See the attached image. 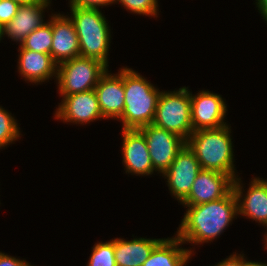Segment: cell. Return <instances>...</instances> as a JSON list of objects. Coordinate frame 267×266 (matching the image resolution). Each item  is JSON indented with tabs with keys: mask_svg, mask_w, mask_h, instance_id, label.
<instances>
[{
	"mask_svg": "<svg viewBox=\"0 0 267 266\" xmlns=\"http://www.w3.org/2000/svg\"><path fill=\"white\" fill-rule=\"evenodd\" d=\"M186 207L189 208L176 234L183 243L201 244L212 241L239 215L233 189L219 200Z\"/></svg>",
	"mask_w": 267,
	"mask_h": 266,
	"instance_id": "obj_1",
	"label": "cell"
},
{
	"mask_svg": "<svg viewBox=\"0 0 267 266\" xmlns=\"http://www.w3.org/2000/svg\"><path fill=\"white\" fill-rule=\"evenodd\" d=\"M124 111L119 118L122 129H139L152 124L161 94L132 68H123Z\"/></svg>",
	"mask_w": 267,
	"mask_h": 266,
	"instance_id": "obj_2",
	"label": "cell"
},
{
	"mask_svg": "<svg viewBox=\"0 0 267 266\" xmlns=\"http://www.w3.org/2000/svg\"><path fill=\"white\" fill-rule=\"evenodd\" d=\"M231 129L224 125L216 129L193 131L186 144L194 152L200 167L236 178Z\"/></svg>",
	"mask_w": 267,
	"mask_h": 266,
	"instance_id": "obj_3",
	"label": "cell"
},
{
	"mask_svg": "<svg viewBox=\"0 0 267 266\" xmlns=\"http://www.w3.org/2000/svg\"><path fill=\"white\" fill-rule=\"evenodd\" d=\"M71 17L79 39L80 56L99 60L107 67L111 40L107 20L96 8L70 6Z\"/></svg>",
	"mask_w": 267,
	"mask_h": 266,
	"instance_id": "obj_4",
	"label": "cell"
},
{
	"mask_svg": "<svg viewBox=\"0 0 267 266\" xmlns=\"http://www.w3.org/2000/svg\"><path fill=\"white\" fill-rule=\"evenodd\" d=\"M190 110L188 87H181L173 92L161 91L152 124L187 141L193 133Z\"/></svg>",
	"mask_w": 267,
	"mask_h": 266,
	"instance_id": "obj_5",
	"label": "cell"
},
{
	"mask_svg": "<svg viewBox=\"0 0 267 266\" xmlns=\"http://www.w3.org/2000/svg\"><path fill=\"white\" fill-rule=\"evenodd\" d=\"M107 66L99 60L77 56L57 66V81L61 96L95 89Z\"/></svg>",
	"mask_w": 267,
	"mask_h": 266,
	"instance_id": "obj_6",
	"label": "cell"
},
{
	"mask_svg": "<svg viewBox=\"0 0 267 266\" xmlns=\"http://www.w3.org/2000/svg\"><path fill=\"white\" fill-rule=\"evenodd\" d=\"M138 130L146 139L154 170L163 174L175 160L186 141L154 124L143 126Z\"/></svg>",
	"mask_w": 267,
	"mask_h": 266,
	"instance_id": "obj_7",
	"label": "cell"
},
{
	"mask_svg": "<svg viewBox=\"0 0 267 266\" xmlns=\"http://www.w3.org/2000/svg\"><path fill=\"white\" fill-rule=\"evenodd\" d=\"M200 171L199 161L194 152L185 144L163 176L167 179L170 193L182 202L189 195Z\"/></svg>",
	"mask_w": 267,
	"mask_h": 266,
	"instance_id": "obj_8",
	"label": "cell"
},
{
	"mask_svg": "<svg viewBox=\"0 0 267 266\" xmlns=\"http://www.w3.org/2000/svg\"><path fill=\"white\" fill-rule=\"evenodd\" d=\"M191 100V122L193 131L202 129H216L224 125L227 107L220 95L209 91H199Z\"/></svg>",
	"mask_w": 267,
	"mask_h": 266,
	"instance_id": "obj_9",
	"label": "cell"
},
{
	"mask_svg": "<svg viewBox=\"0 0 267 266\" xmlns=\"http://www.w3.org/2000/svg\"><path fill=\"white\" fill-rule=\"evenodd\" d=\"M233 181L230 175L201 169L189 195L181 203L194 206L219 200L233 189Z\"/></svg>",
	"mask_w": 267,
	"mask_h": 266,
	"instance_id": "obj_10",
	"label": "cell"
},
{
	"mask_svg": "<svg viewBox=\"0 0 267 266\" xmlns=\"http://www.w3.org/2000/svg\"><path fill=\"white\" fill-rule=\"evenodd\" d=\"M55 114L63 122L76 124L103 119L94 89L64 96Z\"/></svg>",
	"mask_w": 267,
	"mask_h": 266,
	"instance_id": "obj_11",
	"label": "cell"
},
{
	"mask_svg": "<svg viewBox=\"0 0 267 266\" xmlns=\"http://www.w3.org/2000/svg\"><path fill=\"white\" fill-rule=\"evenodd\" d=\"M52 46L50 55L59 65L80 56L79 39L69 16L54 14L51 16Z\"/></svg>",
	"mask_w": 267,
	"mask_h": 266,
	"instance_id": "obj_12",
	"label": "cell"
},
{
	"mask_svg": "<svg viewBox=\"0 0 267 266\" xmlns=\"http://www.w3.org/2000/svg\"><path fill=\"white\" fill-rule=\"evenodd\" d=\"M240 180V178H235L233 181V191L238 203V214L247 216L249 219L251 218L265 226L267 224V180L259 177L252 179L246 196L242 195L243 190Z\"/></svg>",
	"mask_w": 267,
	"mask_h": 266,
	"instance_id": "obj_13",
	"label": "cell"
},
{
	"mask_svg": "<svg viewBox=\"0 0 267 266\" xmlns=\"http://www.w3.org/2000/svg\"><path fill=\"white\" fill-rule=\"evenodd\" d=\"M122 133V153L126 173L152 175L155 170L144 135L138 129H123Z\"/></svg>",
	"mask_w": 267,
	"mask_h": 266,
	"instance_id": "obj_14",
	"label": "cell"
},
{
	"mask_svg": "<svg viewBox=\"0 0 267 266\" xmlns=\"http://www.w3.org/2000/svg\"><path fill=\"white\" fill-rule=\"evenodd\" d=\"M94 90L103 118L119 119L124 111L123 69L115 75L107 69Z\"/></svg>",
	"mask_w": 267,
	"mask_h": 266,
	"instance_id": "obj_15",
	"label": "cell"
},
{
	"mask_svg": "<svg viewBox=\"0 0 267 266\" xmlns=\"http://www.w3.org/2000/svg\"><path fill=\"white\" fill-rule=\"evenodd\" d=\"M49 4L50 0H37L28 4H20L17 14L5 26V34L13 41L22 43L32 31L45 23L42 14Z\"/></svg>",
	"mask_w": 267,
	"mask_h": 266,
	"instance_id": "obj_16",
	"label": "cell"
},
{
	"mask_svg": "<svg viewBox=\"0 0 267 266\" xmlns=\"http://www.w3.org/2000/svg\"><path fill=\"white\" fill-rule=\"evenodd\" d=\"M19 73L31 83H40L57 77V64L50 54L39 53L19 47Z\"/></svg>",
	"mask_w": 267,
	"mask_h": 266,
	"instance_id": "obj_17",
	"label": "cell"
},
{
	"mask_svg": "<svg viewBox=\"0 0 267 266\" xmlns=\"http://www.w3.org/2000/svg\"><path fill=\"white\" fill-rule=\"evenodd\" d=\"M163 239L136 238L131 241L114 239L117 266H141Z\"/></svg>",
	"mask_w": 267,
	"mask_h": 266,
	"instance_id": "obj_18",
	"label": "cell"
},
{
	"mask_svg": "<svg viewBox=\"0 0 267 266\" xmlns=\"http://www.w3.org/2000/svg\"><path fill=\"white\" fill-rule=\"evenodd\" d=\"M182 240L177 236L163 239L141 266H184L189 261L192 251L179 245ZM188 260V261H187Z\"/></svg>",
	"mask_w": 267,
	"mask_h": 266,
	"instance_id": "obj_19",
	"label": "cell"
},
{
	"mask_svg": "<svg viewBox=\"0 0 267 266\" xmlns=\"http://www.w3.org/2000/svg\"><path fill=\"white\" fill-rule=\"evenodd\" d=\"M49 21L32 31L23 42L20 43V46L31 51L50 54L52 46V25L51 19Z\"/></svg>",
	"mask_w": 267,
	"mask_h": 266,
	"instance_id": "obj_20",
	"label": "cell"
},
{
	"mask_svg": "<svg viewBox=\"0 0 267 266\" xmlns=\"http://www.w3.org/2000/svg\"><path fill=\"white\" fill-rule=\"evenodd\" d=\"M87 266H117L114 257V240L96 243Z\"/></svg>",
	"mask_w": 267,
	"mask_h": 266,
	"instance_id": "obj_21",
	"label": "cell"
},
{
	"mask_svg": "<svg viewBox=\"0 0 267 266\" xmlns=\"http://www.w3.org/2000/svg\"><path fill=\"white\" fill-rule=\"evenodd\" d=\"M19 129L11 114L0 107V148L16 141L20 137Z\"/></svg>",
	"mask_w": 267,
	"mask_h": 266,
	"instance_id": "obj_22",
	"label": "cell"
},
{
	"mask_svg": "<svg viewBox=\"0 0 267 266\" xmlns=\"http://www.w3.org/2000/svg\"><path fill=\"white\" fill-rule=\"evenodd\" d=\"M120 2L125 9L136 14L147 16H157V0H115Z\"/></svg>",
	"mask_w": 267,
	"mask_h": 266,
	"instance_id": "obj_23",
	"label": "cell"
},
{
	"mask_svg": "<svg viewBox=\"0 0 267 266\" xmlns=\"http://www.w3.org/2000/svg\"><path fill=\"white\" fill-rule=\"evenodd\" d=\"M20 4L12 0H0V23L6 26L17 14Z\"/></svg>",
	"mask_w": 267,
	"mask_h": 266,
	"instance_id": "obj_24",
	"label": "cell"
},
{
	"mask_svg": "<svg viewBox=\"0 0 267 266\" xmlns=\"http://www.w3.org/2000/svg\"><path fill=\"white\" fill-rule=\"evenodd\" d=\"M115 3V0H70V6L82 8H96Z\"/></svg>",
	"mask_w": 267,
	"mask_h": 266,
	"instance_id": "obj_25",
	"label": "cell"
},
{
	"mask_svg": "<svg viewBox=\"0 0 267 266\" xmlns=\"http://www.w3.org/2000/svg\"><path fill=\"white\" fill-rule=\"evenodd\" d=\"M0 266H31L25 260L16 259L5 253L0 252Z\"/></svg>",
	"mask_w": 267,
	"mask_h": 266,
	"instance_id": "obj_26",
	"label": "cell"
},
{
	"mask_svg": "<svg viewBox=\"0 0 267 266\" xmlns=\"http://www.w3.org/2000/svg\"><path fill=\"white\" fill-rule=\"evenodd\" d=\"M215 266H242V255H237L236 253L231 255L229 258L220 261Z\"/></svg>",
	"mask_w": 267,
	"mask_h": 266,
	"instance_id": "obj_27",
	"label": "cell"
},
{
	"mask_svg": "<svg viewBox=\"0 0 267 266\" xmlns=\"http://www.w3.org/2000/svg\"><path fill=\"white\" fill-rule=\"evenodd\" d=\"M256 5L259 12H261L265 21H267V0H256Z\"/></svg>",
	"mask_w": 267,
	"mask_h": 266,
	"instance_id": "obj_28",
	"label": "cell"
},
{
	"mask_svg": "<svg viewBox=\"0 0 267 266\" xmlns=\"http://www.w3.org/2000/svg\"><path fill=\"white\" fill-rule=\"evenodd\" d=\"M244 255L242 254V266H267L266 263H262V262H252V261H246V259H244Z\"/></svg>",
	"mask_w": 267,
	"mask_h": 266,
	"instance_id": "obj_29",
	"label": "cell"
},
{
	"mask_svg": "<svg viewBox=\"0 0 267 266\" xmlns=\"http://www.w3.org/2000/svg\"><path fill=\"white\" fill-rule=\"evenodd\" d=\"M12 1H15L19 4H28V3H32V2H35L37 0H12Z\"/></svg>",
	"mask_w": 267,
	"mask_h": 266,
	"instance_id": "obj_30",
	"label": "cell"
},
{
	"mask_svg": "<svg viewBox=\"0 0 267 266\" xmlns=\"http://www.w3.org/2000/svg\"><path fill=\"white\" fill-rule=\"evenodd\" d=\"M5 35V26L0 23V40Z\"/></svg>",
	"mask_w": 267,
	"mask_h": 266,
	"instance_id": "obj_31",
	"label": "cell"
},
{
	"mask_svg": "<svg viewBox=\"0 0 267 266\" xmlns=\"http://www.w3.org/2000/svg\"><path fill=\"white\" fill-rule=\"evenodd\" d=\"M265 226L267 227V224H266ZM266 233H267V232H266ZM264 239H265V241L267 242V234H266V236H265Z\"/></svg>",
	"mask_w": 267,
	"mask_h": 266,
	"instance_id": "obj_32",
	"label": "cell"
}]
</instances>
